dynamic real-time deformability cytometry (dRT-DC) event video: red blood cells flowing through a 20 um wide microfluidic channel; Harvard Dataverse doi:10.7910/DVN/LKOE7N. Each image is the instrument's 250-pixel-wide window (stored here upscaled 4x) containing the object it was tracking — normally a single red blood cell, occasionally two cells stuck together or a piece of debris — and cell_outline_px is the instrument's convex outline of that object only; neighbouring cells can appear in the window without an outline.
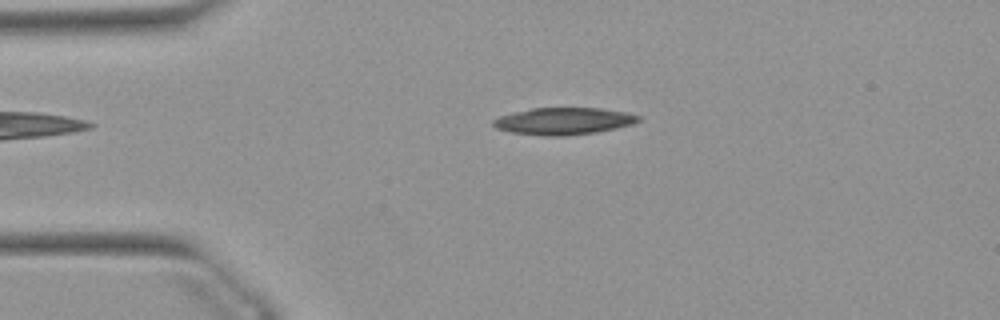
{"species": "Egyptian fruit bat (a non-hibernating species)", "species_latin": "Rousettus aegyptiacus", "temperature_condition": "warm", "stored_images_in_passage": 44, "camera_frame_rate_fps": 3000, "um_per_image_px": 0.085, "animal": {"sex": "female"}, "frame": {"image": 1, "passage_image": 3, "time_ms": 0.667, "image_size_px": [1000, 320], "cell_outline_px": [[640, 120], [632, 124], [616, 128], [596, 132], [564, 136], [544, 136], [508, 132], [496, 128], [492, 124], [492, 120], [500, 116], [532, 108], [600, 108], [624, 112], [640, 116]], "centroid_in_image_um": [47.88, 10.3], "position_along_channel_um": 37.1, "area_um2": 22.77}}
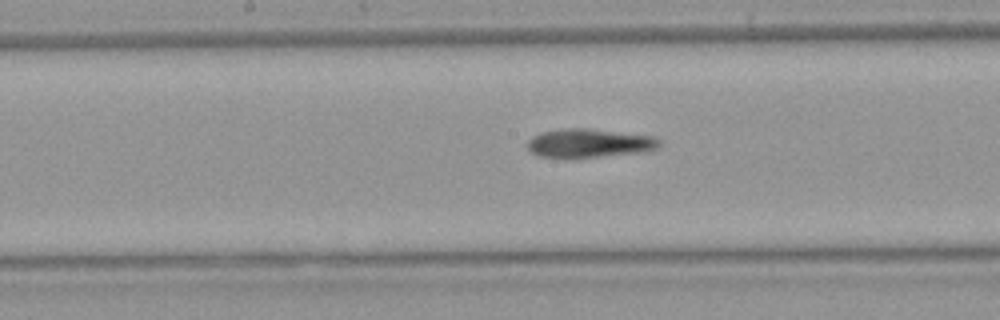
{"frame": {"image": 2, "passage_image": 18, "time_ms": 5.667, "image_size_px": [1000, 320], "cell_outline_px": [[660, 148], [648, 152], [568, 160], [540, 156], [532, 152], [528, 148], [528, 140], [532, 136], [540, 132], [564, 128], [588, 128], [656, 136], [660, 140]], "centroid_in_image_um": [50.12, 12.2], "position_along_channel_um": 198.1, "area_um2": 23.06}}
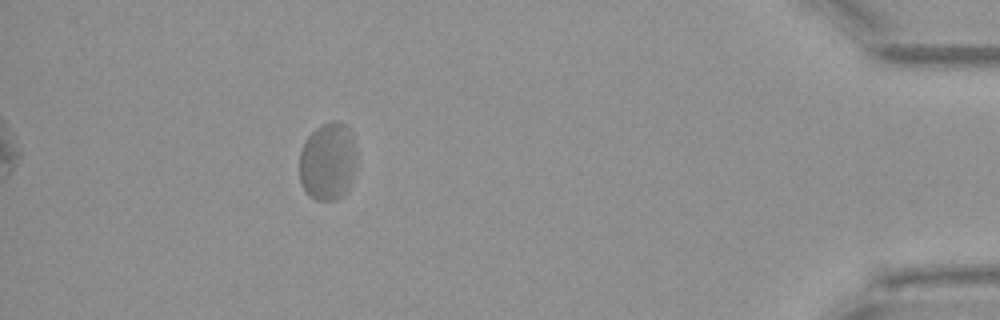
{"frame": {"image": 3, "passage_image": 39, "time_ms": 12.667, "image_size_px": [1000, 320], "cell_outline_px": [[356, 172], [344, 196], [336, 200], [316, 200], [308, 196], [300, 184], [300, 148], [304, 140], [316, 128], [332, 120], [344, 124], [352, 132], [356, 148]], "centroid_in_image_um": [27.88, 13.74], "position_along_channel_um": 407.3, "area_um2": 26.59}, "authors_computed_cell_mechanics": {"area_um2": 23.1489, "velocity_mm_per_s": 3.8279, "shape_relaxation_time_tau1_ms": null, "shape_relaxation_time_tau2_ms": 1.7203, "deformation_change_tau1": null, "deformation_change_tau2": 0.0759}}